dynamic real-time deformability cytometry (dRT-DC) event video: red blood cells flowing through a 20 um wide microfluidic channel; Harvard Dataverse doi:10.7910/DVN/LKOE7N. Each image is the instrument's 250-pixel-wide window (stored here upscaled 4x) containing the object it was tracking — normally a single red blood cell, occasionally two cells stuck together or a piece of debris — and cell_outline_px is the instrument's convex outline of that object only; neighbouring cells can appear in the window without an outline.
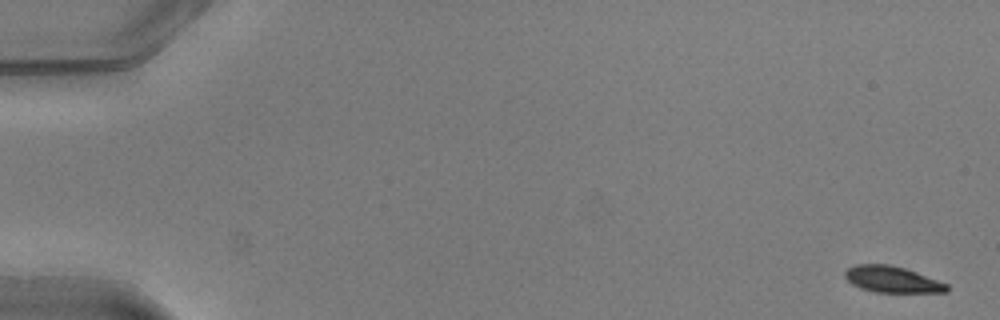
{"species": "common noctule bat (a hibernating species)", "species_latin": "Nyctalus noctula", "temperature_condition": "warm", "stored_images_in_passage": 51, "camera_frame_rate_fps": 3000, "um_per_image_px": 0.085, "animal": {"sex": "male", "body_mass_g": 20.5, "forearm_length_mm": 52.5}, "frame": {"image": 1, "passage_image": 1, "time_ms": 0.0, "image_size_px": [1000, 320], "cell_outline_px": [[948, 292], [876, 292], [860, 288], [852, 284], [844, 276], [844, 272], [848, 268], [856, 264], [888, 264], [904, 268], [916, 272], [948, 284]], "centroid_in_image_um": [75.81, 23.75], "position_along_channel_um": 9.2, "area_um2": 15.49}}
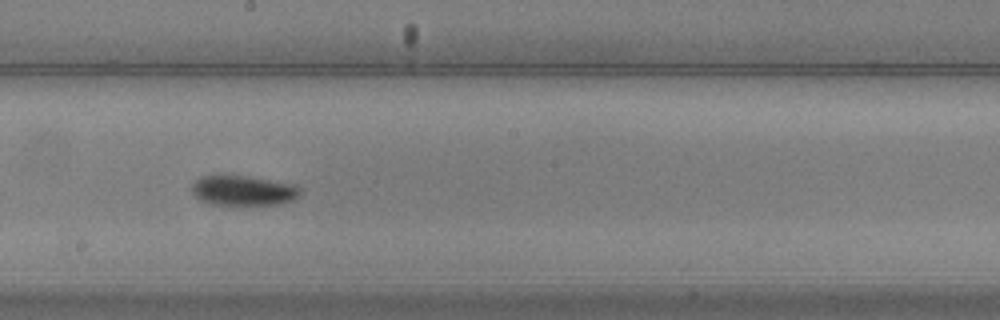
{"frame": {"image": 2, "passage_image": 29, "time_ms": 9.333, "image_size_px": [1000, 320], "cell_outline_px": [[300, 196], [292, 200], [280, 204], [208, 204], [200, 200], [192, 192], [192, 184], [200, 176], [224, 172], [248, 176], [292, 184], [300, 188]], "centroid_in_image_um": [20.61, 16.15], "position_along_channel_um": 227.6, "area_um2": 19.36}}
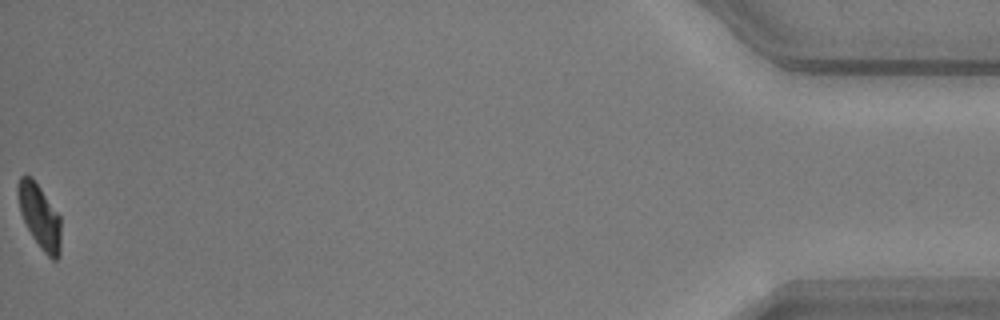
{"frame": {"image": 3, "passage_image": 51, "time_ms": 16.667, "image_size_px": [1000, 320], "cell_outline_px": [[60, 256], [56, 260], [52, 260], [40, 248], [32, 236], [20, 212], [16, 192], [16, 184], [20, 176], [32, 176], [60, 216]], "centroid_in_image_um": [3.35, 18.37], "position_along_channel_um": 431.9, "area_um2": 16.13}, "authors_computed_cell_mechanics": {"area_um2": 17.5134, "velocity_mm_per_s": 4.0423, "shape_relaxation_time_tau1_ms": 3.2405, "shape_relaxation_time_tau2_ms": 6.6659, "deformation_change_tau1": 0.1402, "deformation_change_tau2": 0.1268}}